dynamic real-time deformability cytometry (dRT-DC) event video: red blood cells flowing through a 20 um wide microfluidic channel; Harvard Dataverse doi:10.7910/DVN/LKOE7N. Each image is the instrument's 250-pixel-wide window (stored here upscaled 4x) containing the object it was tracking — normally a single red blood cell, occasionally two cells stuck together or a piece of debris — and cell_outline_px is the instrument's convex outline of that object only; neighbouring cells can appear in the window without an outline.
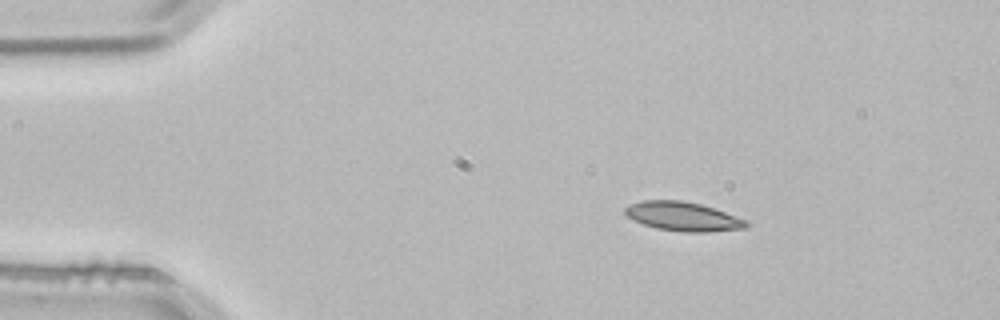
{"species": "common noctule bat (a hibernating species)", "species_latin": "Nyctalus noctula", "temperature_condition": "room temperature", "stored_images_in_passage": 3, "camera_frame_rate_fps": 3000, "um_per_image_px": 0.085, "animal": {"sex": "male", "body_mass_g": 21.5, "forearm_length_mm": 52.0}, "frame": {"image": 1, "passage_image": 1, "time_ms": 0.0, "image_size_px": [1000, 320], "cell_outline_px": [[752, 224], [748, 228], [708, 232], [684, 232], [656, 228], [632, 220], [624, 212], [624, 208], [640, 200], [684, 200], [700, 204], [748, 220]], "centroid_in_image_um": [58.09, 18.4], "position_along_channel_um": 26.9, "area_um2": 20.63}}
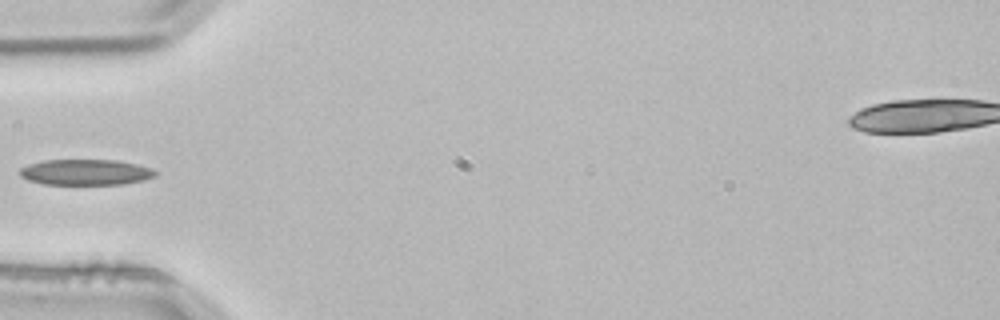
{"frame": {"image": 2, "passage_image": 3, "time_ms": 0.667, "image_size_px": [1000, 320], "cell_outline_px": [[156, 176], [144, 180], [124, 184], [44, 184], [28, 180], [20, 176], [16, 172], [20, 168], [28, 164], [44, 160], [116, 160], [136, 164], [152, 168], [156, 172]], "centroid_in_image_um": [7.25, 14.63], "position_along_channel_um": 77.8, "area_um2": 20.46}}